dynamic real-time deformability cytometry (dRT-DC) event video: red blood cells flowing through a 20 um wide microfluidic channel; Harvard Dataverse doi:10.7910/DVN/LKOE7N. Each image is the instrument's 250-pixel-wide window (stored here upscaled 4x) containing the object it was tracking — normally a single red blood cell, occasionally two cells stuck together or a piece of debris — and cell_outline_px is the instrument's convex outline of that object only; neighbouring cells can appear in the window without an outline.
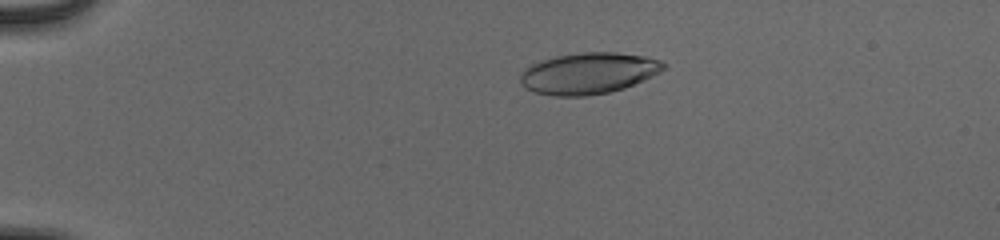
{"species": "human", "species_latin": "Homo sapiens", "temperature_condition": "cold", "stored_images_in_passage": 45, "camera_frame_rate_fps": 3000, "um_per_image_px": 0.085, "donor": {"sex": "male"}, "frame": {"image": 1, "passage_image": 3, "time_ms": 0.667, "image_size_px": [1000, 240], "cell_outline_px": [[668, 64], [660, 72], [652, 76], [624, 88], [608, 92], [588, 96], [552, 96], [536, 92], [524, 88], [520, 84], [520, 72], [524, 68], [540, 60], [556, 56], [580, 52], [616, 52], [648, 56], [660, 60]], "centroid_in_image_um": [50.0, 6.22], "position_along_channel_um": 35.0, "area_um2": 34.8}}
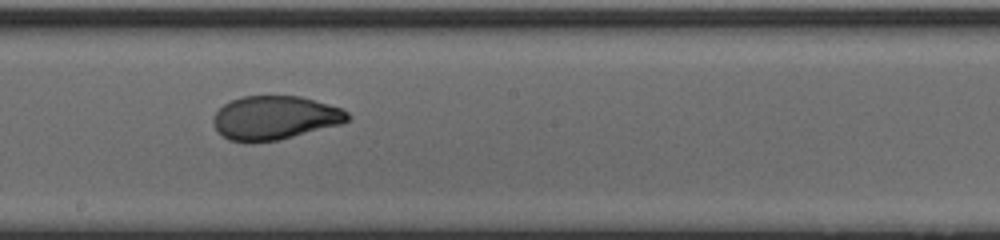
{"frame": {"image": 2, "passage_image": 23, "time_ms": 7.333, "image_size_px": [1000, 240], "cell_outline_px": [[352, 116], [348, 120], [340, 124], [280, 140], [252, 144], [228, 140], [216, 132], [212, 120], [212, 116], [224, 104], [232, 100], [244, 96], [300, 96], [344, 108]], "centroid_in_image_um": [23.34, 10.03], "position_along_channel_um": 224.9, "area_um2": 34.8}}
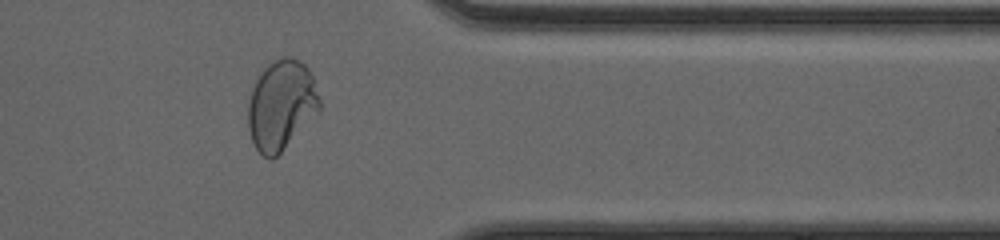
{"frame": {"image": 3, "passage_image": 36, "time_ms": 11.667, "image_size_px": [1000, 240], "cell_outline_px": [[320, 112], [272, 160], [268, 160], [256, 148], [252, 140], [248, 128], [248, 104], [252, 88], [256, 80], [264, 68], [268, 64], [284, 56], [292, 56], [300, 60], [308, 68], [312, 76], [320, 100]], "centroid_in_image_um": [23.92, 8.92], "position_along_channel_um": 387.5, "area_um2": 37.4}, "authors_computed_cell_mechanics": {"area_um2": 34.969, "velocity_mm_per_s": 3.9198, "shape_relaxation_time_tau1_ms": 5.6309, "shape_relaxation_time_tau2_ms": 0.8704, "deformation_change_tau1": 0.2264, "deformation_change_tau2": 0.0482}}